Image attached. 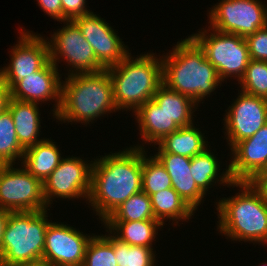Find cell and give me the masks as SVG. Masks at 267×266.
<instances>
[{
    "label": "cell",
    "instance_id": "6da1fadb",
    "mask_svg": "<svg viewBox=\"0 0 267 266\" xmlns=\"http://www.w3.org/2000/svg\"><path fill=\"white\" fill-rule=\"evenodd\" d=\"M114 152L94 156L92 165L86 204L99 216V223L132 195L142 191L143 149L126 146Z\"/></svg>",
    "mask_w": 267,
    "mask_h": 266
},
{
    "label": "cell",
    "instance_id": "7a4b0ae2",
    "mask_svg": "<svg viewBox=\"0 0 267 266\" xmlns=\"http://www.w3.org/2000/svg\"><path fill=\"white\" fill-rule=\"evenodd\" d=\"M161 58L163 84L188 96L199 106L224 84L204 51L190 36L177 41Z\"/></svg>",
    "mask_w": 267,
    "mask_h": 266
},
{
    "label": "cell",
    "instance_id": "3957f363",
    "mask_svg": "<svg viewBox=\"0 0 267 266\" xmlns=\"http://www.w3.org/2000/svg\"><path fill=\"white\" fill-rule=\"evenodd\" d=\"M62 78H65V81L62 79L61 104L55 115L56 122L71 125L82 123L86 127L113 112H119L114 102L113 85L107 69Z\"/></svg>",
    "mask_w": 267,
    "mask_h": 266
},
{
    "label": "cell",
    "instance_id": "277c9868",
    "mask_svg": "<svg viewBox=\"0 0 267 266\" xmlns=\"http://www.w3.org/2000/svg\"><path fill=\"white\" fill-rule=\"evenodd\" d=\"M235 187L234 196L214 202L216 231L233 242L267 245V204L248 182H233Z\"/></svg>",
    "mask_w": 267,
    "mask_h": 266
},
{
    "label": "cell",
    "instance_id": "5b68a950",
    "mask_svg": "<svg viewBox=\"0 0 267 266\" xmlns=\"http://www.w3.org/2000/svg\"><path fill=\"white\" fill-rule=\"evenodd\" d=\"M136 56L130 52L120 63L107 68L118 111H132L131 114L152 100L163 83L161 54L150 50Z\"/></svg>",
    "mask_w": 267,
    "mask_h": 266
},
{
    "label": "cell",
    "instance_id": "8992f818",
    "mask_svg": "<svg viewBox=\"0 0 267 266\" xmlns=\"http://www.w3.org/2000/svg\"><path fill=\"white\" fill-rule=\"evenodd\" d=\"M48 211L9 213L0 244V266H18L43 259L46 229L53 219Z\"/></svg>",
    "mask_w": 267,
    "mask_h": 266
},
{
    "label": "cell",
    "instance_id": "52a82bcc",
    "mask_svg": "<svg viewBox=\"0 0 267 266\" xmlns=\"http://www.w3.org/2000/svg\"><path fill=\"white\" fill-rule=\"evenodd\" d=\"M205 26L207 29H198L199 31L189 36L204 51L223 83L227 84V80L230 79L239 82L250 61L245 37L219 32Z\"/></svg>",
    "mask_w": 267,
    "mask_h": 266
},
{
    "label": "cell",
    "instance_id": "ba28073f",
    "mask_svg": "<svg viewBox=\"0 0 267 266\" xmlns=\"http://www.w3.org/2000/svg\"><path fill=\"white\" fill-rule=\"evenodd\" d=\"M63 27L53 30L46 38L50 61L59 68V63L65 62L67 73L65 77L75 74L95 73L105 68L97 61L95 52L78 25L72 20L62 21ZM61 59V60H60ZM67 64V65H66Z\"/></svg>",
    "mask_w": 267,
    "mask_h": 266
},
{
    "label": "cell",
    "instance_id": "9c48e42d",
    "mask_svg": "<svg viewBox=\"0 0 267 266\" xmlns=\"http://www.w3.org/2000/svg\"><path fill=\"white\" fill-rule=\"evenodd\" d=\"M263 2L218 0L207 10V26L219 32L246 37L267 25V3Z\"/></svg>",
    "mask_w": 267,
    "mask_h": 266
},
{
    "label": "cell",
    "instance_id": "30bf717a",
    "mask_svg": "<svg viewBox=\"0 0 267 266\" xmlns=\"http://www.w3.org/2000/svg\"><path fill=\"white\" fill-rule=\"evenodd\" d=\"M0 209L9 212L49 209L43 195V183L21 164L18 167L0 165Z\"/></svg>",
    "mask_w": 267,
    "mask_h": 266
},
{
    "label": "cell",
    "instance_id": "8fae6325",
    "mask_svg": "<svg viewBox=\"0 0 267 266\" xmlns=\"http://www.w3.org/2000/svg\"><path fill=\"white\" fill-rule=\"evenodd\" d=\"M91 160V161H90ZM69 155L63 157L57 168L43 182V195L46 205L53 208L55 199L74 201L88 200L91 189L93 159Z\"/></svg>",
    "mask_w": 267,
    "mask_h": 266
},
{
    "label": "cell",
    "instance_id": "7c38bea8",
    "mask_svg": "<svg viewBox=\"0 0 267 266\" xmlns=\"http://www.w3.org/2000/svg\"><path fill=\"white\" fill-rule=\"evenodd\" d=\"M24 28V29H23ZM19 37L9 48V62L0 68V75L11 90L19 81L41 70L49 61V47L45 36L19 27Z\"/></svg>",
    "mask_w": 267,
    "mask_h": 266
},
{
    "label": "cell",
    "instance_id": "4fadbf2b",
    "mask_svg": "<svg viewBox=\"0 0 267 266\" xmlns=\"http://www.w3.org/2000/svg\"><path fill=\"white\" fill-rule=\"evenodd\" d=\"M237 97L224 111V140L231 149L237 142L253 136L267 123V99L238 89Z\"/></svg>",
    "mask_w": 267,
    "mask_h": 266
},
{
    "label": "cell",
    "instance_id": "5bb4252c",
    "mask_svg": "<svg viewBox=\"0 0 267 266\" xmlns=\"http://www.w3.org/2000/svg\"><path fill=\"white\" fill-rule=\"evenodd\" d=\"M94 234L64 222L51 221L46 229L43 260L54 266H82L85 250Z\"/></svg>",
    "mask_w": 267,
    "mask_h": 266
},
{
    "label": "cell",
    "instance_id": "9a60e30c",
    "mask_svg": "<svg viewBox=\"0 0 267 266\" xmlns=\"http://www.w3.org/2000/svg\"><path fill=\"white\" fill-rule=\"evenodd\" d=\"M73 21L93 48L97 61L105 69L120 63L131 52L115 27L96 12L82 15Z\"/></svg>",
    "mask_w": 267,
    "mask_h": 266
},
{
    "label": "cell",
    "instance_id": "2e32d148",
    "mask_svg": "<svg viewBox=\"0 0 267 266\" xmlns=\"http://www.w3.org/2000/svg\"><path fill=\"white\" fill-rule=\"evenodd\" d=\"M60 72L61 70L49 61L41 70L19 81L10 90V98L40 105L46 102L47 104H52L53 102V109H50L51 112L49 114H52L53 121H55V115L61 104V79L63 73Z\"/></svg>",
    "mask_w": 267,
    "mask_h": 266
},
{
    "label": "cell",
    "instance_id": "e0dca14e",
    "mask_svg": "<svg viewBox=\"0 0 267 266\" xmlns=\"http://www.w3.org/2000/svg\"><path fill=\"white\" fill-rule=\"evenodd\" d=\"M229 151L232 181L248 182L267 162V123L250 138L237 142Z\"/></svg>",
    "mask_w": 267,
    "mask_h": 266
},
{
    "label": "cell",
    "instance_id": "ac0fdd59",
    "mask_svg": "<svg viewBox=\"0 0 267 266\" xmlns=\"http://www.w3.org/2000/svg\"><path fill=\"white\" fill-rule=\"evenodd\" d=\"M165 167L172 180V188L196 212L207 196L191 175V158L173 153H153Z\"/></svg>",
    "mask_w": 267,
    "mask_h": 266
},
{
    "label": "cell",
    "instance_id": "d6986e66",
    "mask_svg": "<svg viewBox=\"0 0 267 266\" xmlns=\"http://www.w3.org/2000/svg\"><path fill=\"white\" fill-rule=\"evenodd\" d=\"M133 115L141 136L138 139L142 140L141 144L130 145L136 148L155 147L166 135L180 128L153 99L140 106Z\"/></svg>",
    "mask_w": 267,
    "mask_h": 266
},
{
    "label": "cell",
    "instance_id": "ffe728a7",
    "mask_svg": "<svg viewBox=\"0 0 267 266\" xmlns=\"http://www.w3.org/2000/svg\"><path fill=\"white\" fill-rule=\"evenodd\" d=\"M212 146L206 148L202 153L191 158V175L196 182V185L206 194L209 195L214 191L215 187L226 189L233 187V181L229 172V162L226 161V169L222 168L219 155L212 151ZM217 155V157H216ZM222 170V172H221ZM224 186V187H223ZM208 193V194H207Z\"/></svg>",
    "mask_w": 267,
    "mask_h": 266
},
{
    "label": "cell",
    "instance_id": "44dd1931",
    "mask_svg": "<svg viewBox=\"0 0 267 266\" xmlns=\"http://www.w3.org/2000/svg\"><path fill=\"white\" fill-rule=\"evenodd\" d=\"M41 106L37 103L9 98L7 109L12 115L18 142L24 150L45 139V137L39 138L42 136Z\"/></svg>",
    "mask_w": 267,
    "mask_h": 266
},
{
    "label": "cell",
    "instance_id": "7402d4cb",
    "mask_svg": "<svg viewBox=\"0 0 267 266\" xmlns=\"http://www.w3.org/2000/svg\"><path fill=\"white\" fill-rule=\"evenodd\" d=\"M106 228L116 239L132 246L153 248L158 239V231L163 230L159 220L141 221H103Z\"/></svg>",
    "mask_w": 267,
    "mask_h": 266
},
{
    "label": "cell",
    "instance_id": "603a6c76",
    "mask_svg": "<svg viewBox=\"0 0 267 266\" xmlns=\"http://www.w3.org/2000/svg\"><path fill=\"white\" fill-rule=\"evenodd\" d=\"M195 125L197 126L194 122L166 135L156 144L158 147L154 148V150L157 149L155 153H173L189 158L202 153L211 143L208 142V137L205 135L206 130L203 131Z\"/></svg>",
    "mask_w": 267,
    "mask_h": 266
},
{
    "label": "cell",
    "instance_id": "cb8c5ba5",
    "mask_svg": "<svg viewBox=\"0 0 267 266\" xmlns=\"http://www.w3.org/2000/svg\"><path fill=\"white\" fill-rule=\"evenodd\" d=\"M50 138H45L24 151L21 165L42 183L57 168L64 157L61 148ZM63 154V156H62Z\"/></svg>",
    "mask_w": 267,
    "mask_h": 266
},
{
    "label": "cell",
    "instance_id": "d4e9b609",
    "mask_svg": "<svg viewBox=\"0 0 267 266\" xmlns=\"http://www.w3.org/2000/svg\"><path fill=\"white\" fill-rule=\"evenodd\" d=\"M150 200L155 218L164 226L167 225L165 222L171 221L173 228L175 226L177 228L179 224L188 223L196 215V212L172 187L150 195Z\"/></svg>",
    "mask_w": 267,
    "mask_h": 266
},
{
    "label": "cell",
    "instance_id": "484cf974",
    "mask_svg": "<svg viewBox=\"0 0 267 266\" xmlns=\"http://www.w3.org/2000/svg\"><path fill=\"white\" fill-rule=\"evenodd\" d=\"M153 100L179 127L193 124L197 116L194 112L200 107L188 96L168 88L163 83L158 87Z\"/></svg>",
    "mask_w": 267,
    "mask_h": 266
},
{
    "label": "cell",
    "instance_id": "4316f807",
    "mask_svg": "<svg viewBox=\"0 0 267 266\" xmlns=\"http://www.w3.org/2000/svg\"><path fill=\"white\" fill-rule=\"evenodd\" d=\"M24 151L18 142L12 115L6 108L0 112V165L21 164Z\"/></svg>",
    "mask_w": 267,
    "mask_h": 266
},
{
    "label": "cell",
    "instance_id": "83f0119b",
    "mask_svg": "<svg viewBox=\"0 0 267 266\" xmlns=\"http://www.w3.org/2000/svg\"><path fill=\"white\" fill-rule=\"evenodd\" d=\"M157 220L152 210L150 196L140 191L113 211L104 221Z\"/></svg>",
    "mask_w": 267,
    "mask_h": 266
},
{
    "label": "cell",
    "instance_id": "f1b7e54d",
    "mask_svg": "<svg viewBox=\"0 0 267 266\" xmlns=\"http://www.w3.org/2000/svg\"><path fill=\"white\" fill-rule=\"evenodd\" d=\"M105 234L96 233L89 240L82 266H118L114 254V236L105 228Z\"/></svg>",
    "mask_w": 267,
    "mask_h": 266
},
{
    "label": "cell",
    "instance_id": "f546056e",
    "mask_svg": "<svg viewBox=\"0 0 267 266\" xmlns=\"http://www.w3.org/2000/svg\"><path fill=\"white\" fill-rule=\"evenodd\" d=\"M148 149H143L142 191L148 196L171 188L172 180L160 161Z\"/></svg>",
    "mask_w": 267,
    "mask_h": 266
},
{
    "label": "cell",
    "instance_id": "4dcf8cb0",
    "mask_svg": "<svg viewBox=\"0 0 267 266\" xmlns=\"http://www.w3.org/2000/svg\"><path fill=\"white\" fill-rule=\"evenodd\" d=\"M155 248L132 246L114 237V254L118 266H157Z\"/></svg>",
    "mask_w": 267,
    "mask_h": 266
},
{
    "label": "cell",
    "instance_id": "1f68e13d",
    "mask_svg": "<svg viewBox=\"0 0 267 266\" xmlns=\"http://www.w3.org/2000/svg\"><path fill=\"white\" fill-rule=\"evenodd\" d=\"M238 86L245 93L267 99V62L250 59Z\"/></svg>",
    "mask_w": 267,
    "mask_h": 266
},
{
    "label": "cell",
    "instance_id": "d6a6232c",
    "mask_svg": "<svg viewBox=\"0 0 267 266\" xmlns=\"http://www.w3.org/2000/svg\"><path fill=\"white\" fill-rule=\"evenodd\" d=\"M250 59L267 62V25L245 37Z\"/></svg>",
    "mask_w": 267,
    "mask_h": 266
},
{
    "label": "cell",
    "instance_id": "836d02e7",
    "mask_svg": "<svg viewBox=\"0 0 267 266\" xmlns=\"http://www.w3.org/2000/svg\"><path fill=\"white\" fill-rule=\"evenodd\" d=\"M87 0H61L62 3V21L74 20L82 15L90 14Z\"/></svg>",
    "mask_w": 267,
    "mask_h": 266
},
{
    "label": "cell",
    "instance_id": "e575fe53",
    "mask_svg": "<svg viewBox=\"0 0 267 266\" xmlns=\"http://www.w3.org/2000/svg\"><path fill=\"white\" fill-rule=\"evenodd\" d=\"M40 9L48 17L55 21L62 22V3L61 0H36Z\"/></svg>",
    "mask_w": 267,
    "mask_h": 266
},
{
    "label": "cell",
    "instance_id": "d590c367",
    "mask_svg": "<svg viewBox=\"0 0 267 266\" xmlns=\"http://www.w3.org/2000/svg\"><path fill=\"white\" fill-rule=\"evenodd\" d=\"M248 183L267 204V176H253Z\"/></svg>",
    "mask_w": 267,
    "mask_h": 266
},
{
    "label": "cell",
    "instance_id": "8d00e7d4",
    "mask_svg": "<svg viewBox=\"0 0 267 266\" xmlns=\"http://www.w3.org/2000/svg\"><path fill=\"white\" fill-rule=\"evenodd\" d=\"M9 98L10 90L4 79L0 75V112L4 111L7 108Z\"/></svg>",
    "mask_w": 267,
    "mask_h": 266
},
{
    "label": "cell",
    "instance_id": "74e56055",
    "mask_svg": "<svg viewBox=\"0 0 267 266\" xmlns=\"http://www.w3.org/2000/svg\"><path fill=\"white\" fill-rule=\"evenodd\" d=\"M9 211L0 209V244L2 241V237H3V233H4V229L8 220V216H9Z\"/></svg>",
    "mask_w": 267,
    "mask_h": 266
},
{
    "label": "cell",
    "instance_id": "f35d334b",
    "mask_svg": "<svg viewBox=\"0 0 267 266\" xmlns=\"http://www.w3.org/2000/svg\"><path fill=\"white\" fill-rule=\"evenodd\" d=\"M18 266H54V265L42 259L35 262L23 263Z\"/></svg>",
    "mask_w": 267,
    "mask_h": 266
},
{
    "label": "cell",
    "instance_id": "ab89813d",
    "mask_svg": "<svg viewBox=\"0 0 267 266\" xmlns=\"http://www.w3.org/2000/svg\"><path fill=\"white\" fill-rule=\"evenodd\" d=\"M254 176H267V162L264 165V167L261 169V171Z\"/></svg>",
    "mask_w": 267,
    "mask_h": 266
},
{
    "label": "cell",
    "instance_id": "60d3db41",
    "mask_svg": "<svg viewBox=\"0 0 267 266\" xmlns=\"http://www.w3.org/2000/svg\"><path fill=\"white\" fill-rule=\"evenodd\" d=\"M258 266H267V263L266 262H261V264H259Z\"/></svg>",
    "mask_w": 267,
    "mask_h": 266
}]
</instances>
